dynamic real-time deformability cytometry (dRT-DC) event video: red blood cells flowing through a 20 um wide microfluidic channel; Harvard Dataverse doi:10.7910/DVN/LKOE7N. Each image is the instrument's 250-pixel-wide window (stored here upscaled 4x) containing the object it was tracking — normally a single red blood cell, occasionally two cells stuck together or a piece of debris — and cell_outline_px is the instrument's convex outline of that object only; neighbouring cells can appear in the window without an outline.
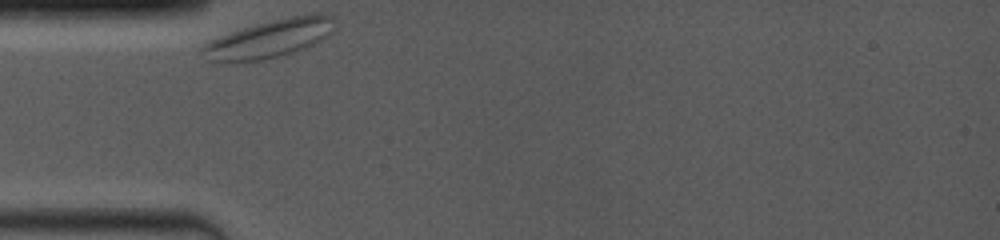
{"species": "common noctule bat (a hibernating species)", "species_latin": "Nyctalus noctula", "temperature_condition": "room temperature", "stored_images_in_passage": 8, "camera_frame_rate_fps": 4000, "um_per_image_px": 0.085, "animal": {"sex": "female", "body_mass_g": 19.0, "forearm_length_mm": 53.3}, "frame": {"image": 1, "passage_image": 1, "time_ms": 0.0, "image_size_px": [1000, 240], "cell_outline_px": [[332, 32], [328, 36], [312, 44], [292, 52], [280, 56], [260, 60], [212, 60], [200, 52], [200, 48], [204, 44], [220, 36], [244, 28], [272, 20], [288, 16], [328, 12], [332, 16]], "centroid_in_image_um": [22.97, 3.25], "position_along_channel_um": 62.0, "area_um2": 28.38}}
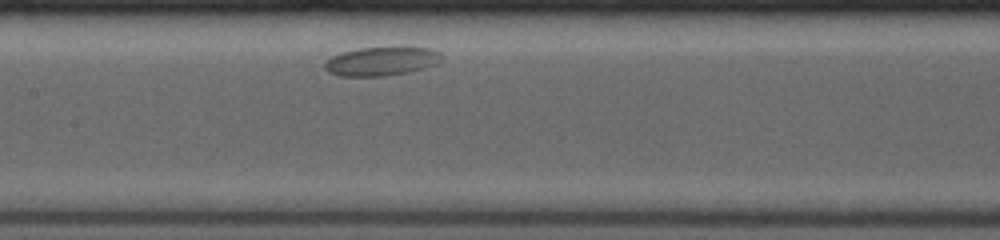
{"frame": {"image": 2, "passage_image": 5, "time_ms": 3.5, "image_size_px": [1000, 240], "cell_outline_px": [[444, 60], [436, 64], [424, 68], [408, 72], [384, 76], [340, 76], [328, 72], [324, 68], [324, 60], [340, 52], [360, 48], [400, 44], [432, 48], [440, 52], [444, 56]], "centroid_in_image_um": [32.49, 5.15], "position_along_channel_um": 174.9, "area_um2": 20.75}}
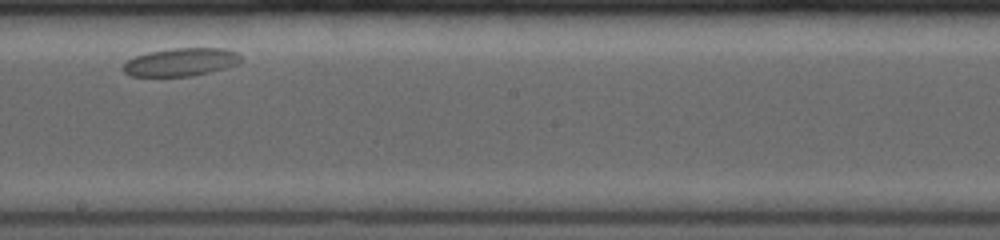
{"frame": {"image": 3, "passage_image": 7, "time_ms": 5.25, "image_size_px": [1000, 240], "cell_outline_px": [[244, 60], [236, 64], [224, 68], [192, 76], [128, 76], [120, 68], [128, 60], [136, 56], [148, 52], [168, 48], [228, 48], [240, 52]], "centroid_in_image_um": [15.4, 5.26], "position_along_channel_um": 232.8, "area_um2": 19.54}}